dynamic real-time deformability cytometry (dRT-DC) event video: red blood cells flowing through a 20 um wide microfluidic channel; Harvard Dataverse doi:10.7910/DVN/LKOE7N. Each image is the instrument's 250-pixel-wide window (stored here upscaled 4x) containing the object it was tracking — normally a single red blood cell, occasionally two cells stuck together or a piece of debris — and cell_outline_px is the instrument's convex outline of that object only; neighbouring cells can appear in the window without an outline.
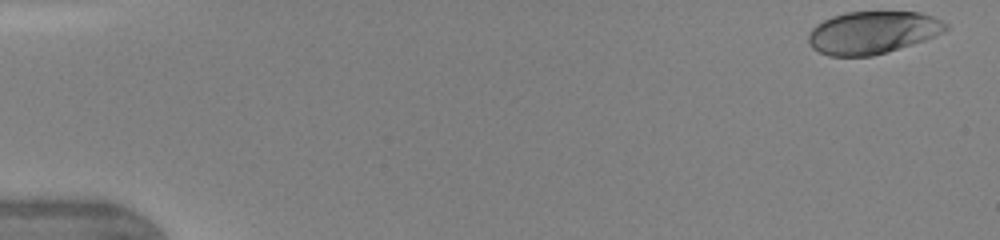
{"species": "human", "species_latin": "Homo sapiens", "temperature_condition": "warm", "stored_images_in_passage": 34, "camera_frame_rate_fps": 3000, "um_per_image_px": 0.085, "donor": {"sex": "female"}, "frame": {"image": 1, "passage_image": 1, "time_ms": 0.0, "image_size_px": [1000, 240], "cell_outline_px": [[948, 28], [944, 32], [924, 40], [872, 56], [828, 56], [812, 48], [808, 44], [808, 32], [816, 24], [832, 16], [848, 12], [920, 12], [932, 16], [948, 24]], "centroid_in_image_um": [74.13, 2.76], "position_along_channel_um": 10.9, "area_um2": 33.93}}
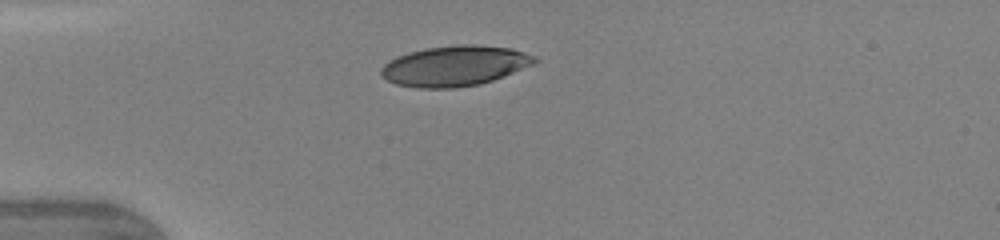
{"frame": {"image": 2, "passage_image": 15, "time_ms": 3.667, "image_size_px": [1000, 240], "cell_outline_px": [[540, 60], [532, 64], [492, 80], [480, 84], [456, 88], [416, 88], [396, 84], [380, 76], [380, 68], [384, 64], [396, 56], [424, 48], [460, 44], [480, 44], [512, 48], [536, 56]], "centroid_in_image_um": [38.63, 5.59], "position_along_channel_um": 46.4, "area_um2": 36.24}}